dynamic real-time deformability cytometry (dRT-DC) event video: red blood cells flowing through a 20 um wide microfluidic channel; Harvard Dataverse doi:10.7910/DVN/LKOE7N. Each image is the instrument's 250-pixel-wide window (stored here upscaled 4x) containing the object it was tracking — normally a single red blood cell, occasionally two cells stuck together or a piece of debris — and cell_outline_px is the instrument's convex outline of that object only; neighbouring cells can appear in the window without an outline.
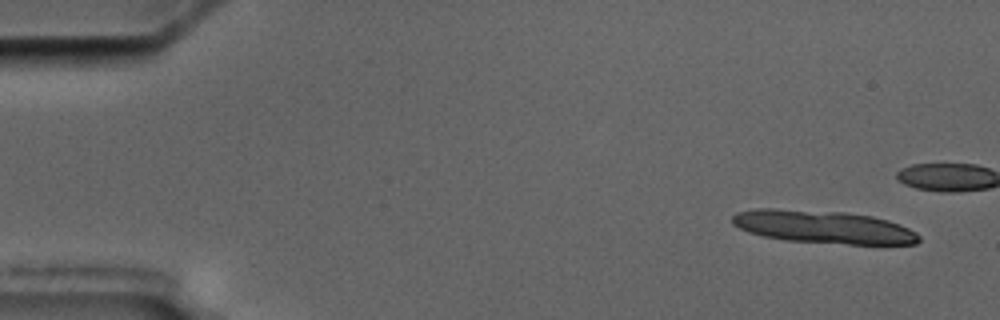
{"species": "common noctule bat (a hibernating species)", "species_latin": "Nyctalus noctula", "temperature_condition": "cold", "stored_images_in_passage": 16, "segment_of_instrument_passage": [1, 2], "camera_frame_rate_fps": 3000, "um_per_image_px": 0.085, "animal": {"sex": "male", "body_mass_g": 17.5, "forearm_length_mm": 52.3}, "frame": {"image": 1, "passage_image": 1, "time_ms": 0.0, "image_size_px": [1000, 320], "cell_outline_px": [[920, 240], [916, 244], [848, 244], [788, 240], [764, 236], [748, 232], [732, 224], [732, 216], [736, 212], [756, 208], [776, 208], [844, 212], [872, 216], [888, 220], [900, 224], [916, 232], [920, 236]], "centroid_in_image_um": [69.98, 19.28], "position_along_channel_um": 15.0, "area_um2": 35.84}}